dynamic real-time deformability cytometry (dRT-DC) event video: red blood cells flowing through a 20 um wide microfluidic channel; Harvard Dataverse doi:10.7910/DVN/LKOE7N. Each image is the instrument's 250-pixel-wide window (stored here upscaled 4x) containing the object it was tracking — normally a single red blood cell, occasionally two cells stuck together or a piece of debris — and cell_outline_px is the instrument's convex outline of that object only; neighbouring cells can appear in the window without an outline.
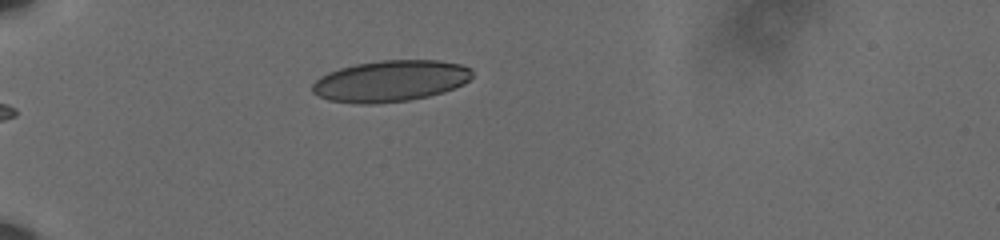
{"species": "human", "species_latin": "Homo sapiens", "temperature_condition": "cold", "stored_images_in_passage": 41, "camera_frame_rate_fps": 3000, "um_per_image_px": 0.085, "donor": {"sex": "male"}, "frame": {"image": 1, "passage_image": 1, "time_ms": 0.0, "image_size_px": [1000, 240], "cell_outline_px": [[472, 76], [464, 84], [444, 92], [428, 96], [408, 100], [376, 104], [360, 104], [328, 100], [312, 92], [312, 84], [320, 76], [328, 72], [340, 68], [356, 64], [380, 60], [440, 60], [460, 64], [472, 68]], "centroid_in_image_um": [33.19, 6.88], "position_along_channel_um": 51.8, "area_um2": 38.61}}
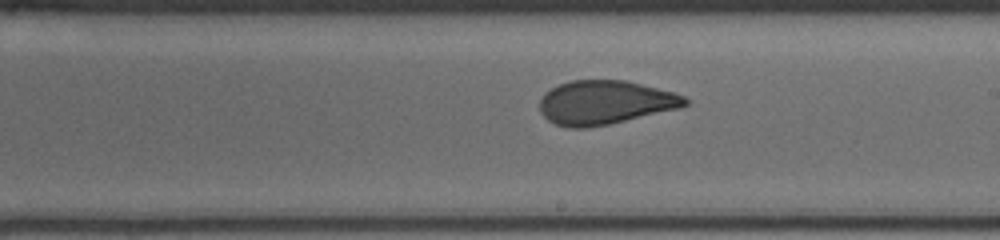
{"frame": {"image": 2, "passage_image": 19, "time_ms": 6.0, "image_size_px": [1000, 240], "cell_outline_px": [[688, 104], [680, 108], [608, 124], [584, 128], [568, 128], [556, 124], [548, 120], [540, 112], [540, 100], [544, 92], [560, 84], [572, 80], [628, 80], [672, 92], [684, 96], [688, 100]], "centroid_in_image_um": [51.41, 8.71], "position_along_channel_um": 237.6, "area_um2": 37.05}}
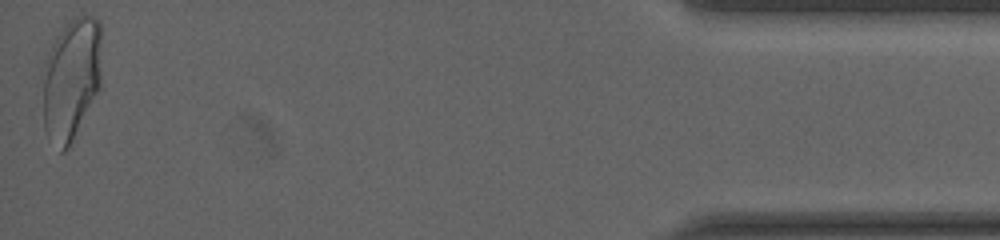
{"frame": {"image": 3, "passage_image": 41, "time_ms": 13.333, "image_size_px": [1000, 240], "cell_outline_px": [[100, 88], [76, 140], [64, 152], [60, 152], [44, 128], [40, 76], [40, 72], [44, 60], [52, 44], [60, 32], [76, 16], [96, 16], [100, 20]], "centroid_in_image_um": [6.03, 6.79], "position_along_channel_um": 429.2, "area_um2": 43.23}, "authors_computed_cell_mechanics": {"area_um2": 38.0324, "velocity_mm_per_s": 3.6089, "shape_relaxation_time_tau1_ms": 7.5777, "shape_relaxation_time_tau2_ms": 0.9035, "deformation_change_tau1": 0.1654, "deformation_change_tau2": 0.0587}}